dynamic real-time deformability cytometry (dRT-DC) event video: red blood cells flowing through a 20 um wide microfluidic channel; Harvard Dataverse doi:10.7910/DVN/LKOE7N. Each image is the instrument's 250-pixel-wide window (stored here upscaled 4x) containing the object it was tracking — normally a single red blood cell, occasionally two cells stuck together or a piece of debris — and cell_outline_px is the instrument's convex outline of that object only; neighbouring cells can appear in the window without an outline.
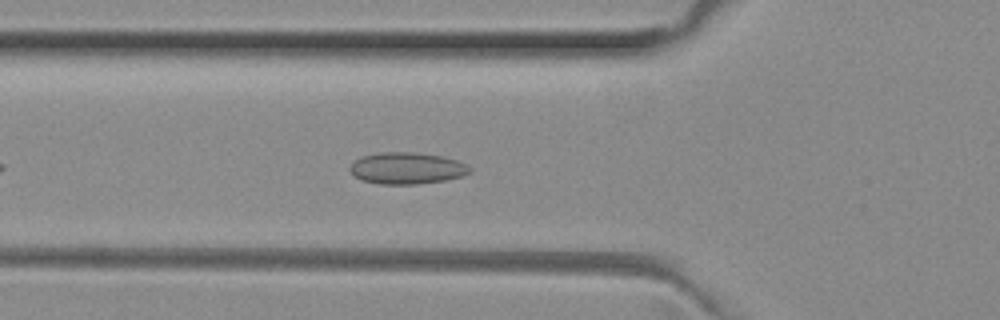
{"species": "common noctule bat (a hibernating species)", "species_latin": "Nyctalus noctula", "temperature_condition": "room temperature", "stored_images_in_passage": 30, "camera_frame_rate_fps": 3000, "um_per_image_px": 0.085, "animal": {"sex": "female", "body_mass_g": 29.2, "forearm_length_mm": 56.3}, "frame": {"image": 1, "passage_image": 7, "time_ms": 2.0, "image_size_px": [1000, 320], "cell_outline_px": [[472, 172], [464, 176], [444, 180], [416, 184], [380, 184], [364, 180], [356, 176], [348, 168], [360, 156], [380, 152], [412, 152], [440, 156], [456, 160], [472, 168]], "centroid_in_image_um": [34.6, 14.29], "position_along_channel_um": 91.2, "area_um2": 21.91}}
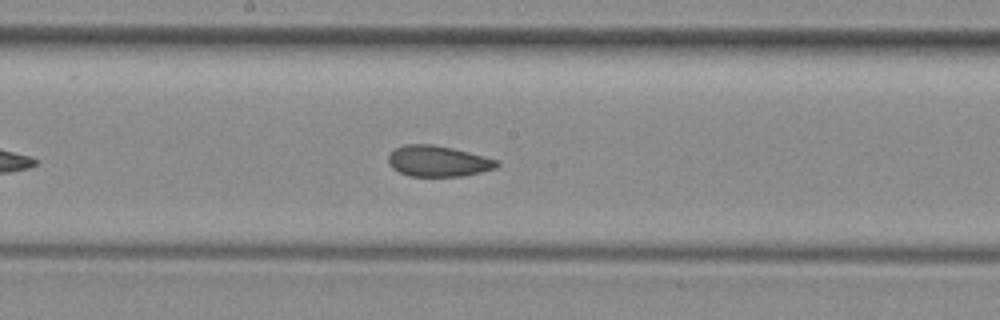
{"frame": {"image": 2, "passage_image": 16, "time_ms": 5.0, "image_size_px": [1000, 320], "cell_outline_px": [[500, 164], [496, 168], [464, 176], [408, 176], [392, 168], [388, 164], [388, 156], [396, 148], [404, 144], [432, 144], [452, 148], [500, 160]], "centroid_in_image_um": [37.24, 13.7], "position_along_channel_um": 211.0, "area_um2": 19.59}}
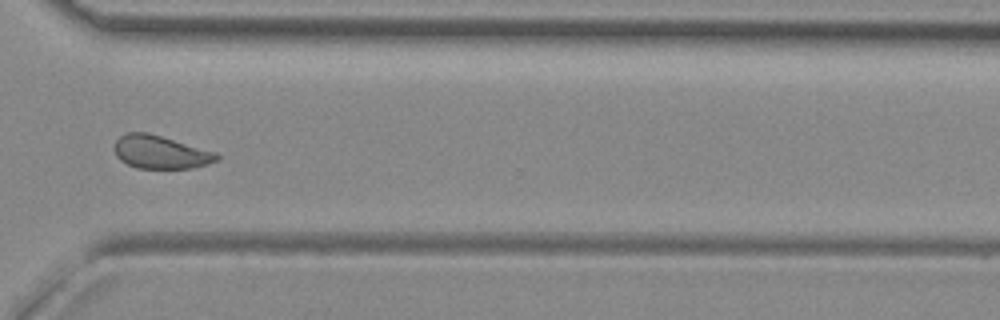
{"frame": {"image": 3, "passage_image": 27, "time_ms": 8.667, "image_size_px": [1000, 320], "cell_outline_px": [[220, 160], [192, 168], [136, 168], [120, 160], [116, 156], [116, 140], [120, 136], [128, 132], [148, 132], [216, 152], [220, 156]], "centroid_in_image_um": [13.66, 12.93], "position_along_channel_um": 356.9, "area_um2": 19.65}, "authors_computed_cell_mechanics": {"area_um2": 19.8254, "velocity_mm_per_s": 3.9803, "shape_relaxation_time_tau1_ms": null, "shape_relaxation_time_tau2_ms": 1.6587, "deformation_change_tau1": null, "deformation_change_tau2": 0.0729}}